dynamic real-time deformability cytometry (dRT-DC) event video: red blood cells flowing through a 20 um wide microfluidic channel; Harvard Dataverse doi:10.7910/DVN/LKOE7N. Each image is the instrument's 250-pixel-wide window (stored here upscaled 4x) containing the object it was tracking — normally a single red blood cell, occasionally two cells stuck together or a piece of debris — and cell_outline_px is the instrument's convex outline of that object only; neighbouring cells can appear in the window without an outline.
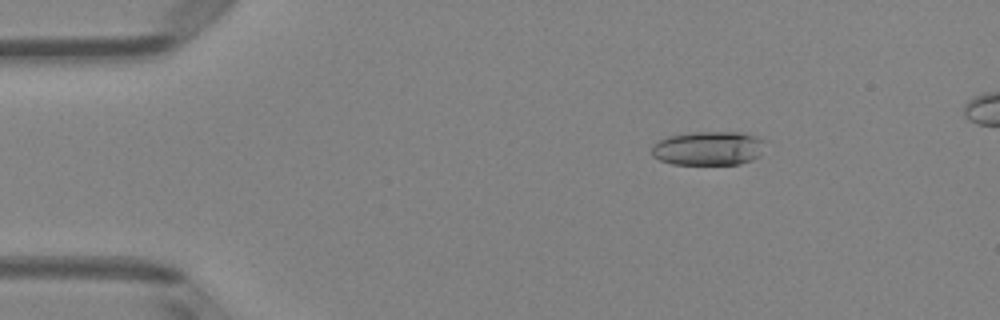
{"species": "Egyptian fruit bat (a non-hibernating species)", "species_latin": "Rousettus aegyptiacus", "temperature_condition": "room temperature", "stored_images_in_passage": 50, "camera_frame_rate_fps": 3000, "um_per_image_px": 0.085, "animal": {"sex": "female"}, "frame": {"image": 1, "passage_image": 8, "time_ms": 2.333, "image_size_px": [1000, 320], "cell_outline_px": [[764, 140], [760, 156], [752, 160], [740, 164], [672, 164], [660, 160], [652, 156], [652, 144], [668, 136], [692, 132], [744, 132], [756, 136]], "centroid_in_image_um": [60.21, 12.6], "position_along_channel_um": 24.8, "area_um2": 22.6}}
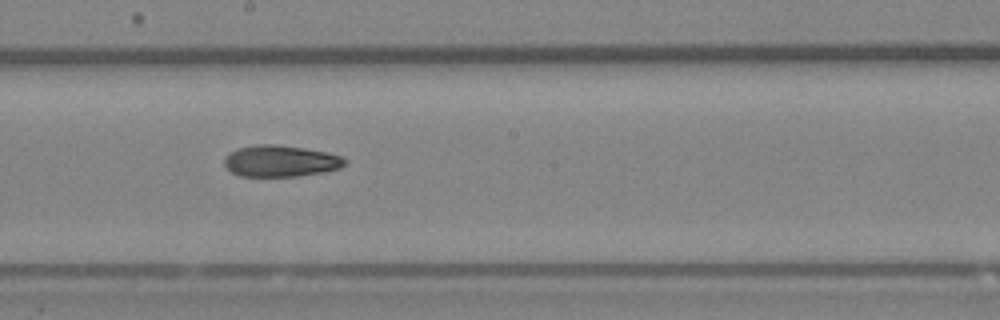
{"frame": {"image": 2, "passage_image": 28, "time_ms": 9.0, "image_size_px": [1000, 320], "cell_outline_px": [[348, 164], [340, 168], [324, 172], [296, 176], [240, 176], [232, 172], [224, 164], [224, 156], [228, 152], [236, 148], [256, 144], [276, 144], [304, 148], [328, 152], [340, 156], [348, 160]], "centroid_in_image_um": [23.85, 13.67], "position_along_channel_um": 224.4, "area_um2": 22.37}}
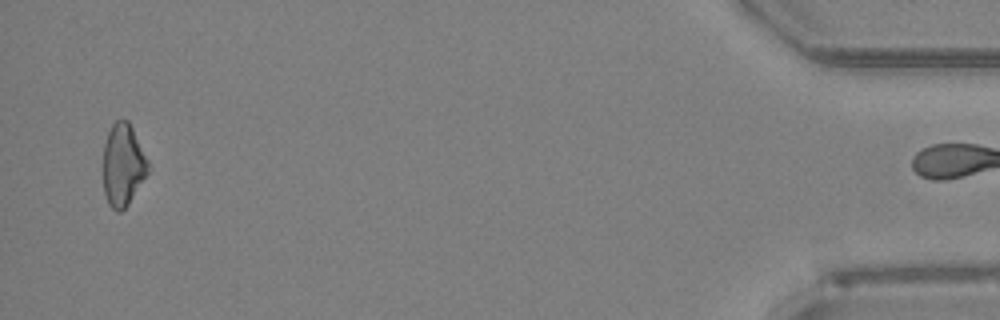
{"frame": {"image": 3, "passage_image": 49, "time_ms": 16.0, "image_size_px": [1000, 320], "cell_outline_px": [[148, 172], [128, 204], [120, 212], [116, 212], [108, 204], [104, 192], [104, 144], [108, 132], [112, 124], [116, 120], [128, 120], [148, 160]], "centroid_in_image_um": [10.44, 14.02], "position_along_channel_um": 424.8, "area_um2": 21.21}, "authors_computed_cell_mechanics": {"area_um2": 22.4842, "velocity_mm_per_s": 4.0741, "shape_relaxation_time_tau1_ms": 6.4401, "shape_relaxation_time_tau2_ms": 6.9238, "deformation_change_tau1": 0.1453, "deformation_change_tau2": 0.1657}}